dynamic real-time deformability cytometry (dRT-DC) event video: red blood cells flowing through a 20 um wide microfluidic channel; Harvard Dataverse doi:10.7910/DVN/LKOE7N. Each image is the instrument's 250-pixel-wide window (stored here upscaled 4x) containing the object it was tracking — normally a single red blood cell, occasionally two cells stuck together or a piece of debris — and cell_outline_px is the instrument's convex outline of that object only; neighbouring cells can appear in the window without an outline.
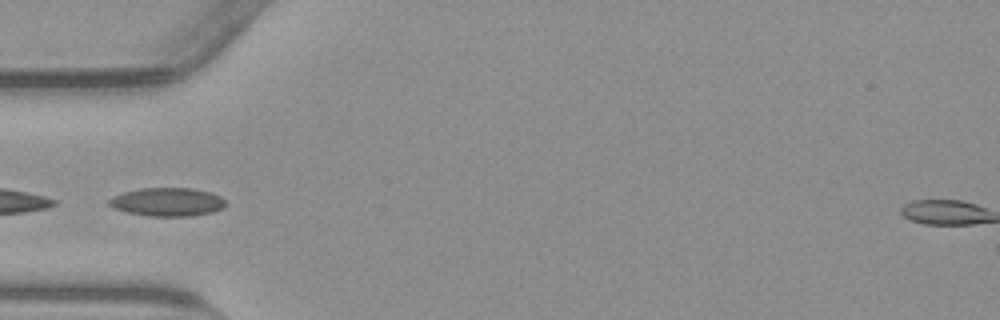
{"species": "common noctule bat (a hibernating species)", "species_latin": "Nyctalus noctula", "temperature_condition": "warm", "stored_images_in_passage": 38, "camera_frame_rate_fps": 3000, "um_per_image_px": 0.085, "animal": {"sex": "male", "body_mass_g": 23.1, "forearm_length_mm": 52.7}, "frame": {"image": 1, "passage_image": 1, "time_ms": 0.0, "image_size_px": [1000, 320], "cell_outline_px": [[228, 204], [224, 208], [212, 212], [192, 216], [148, 216], [128, 212], [116, 208], [108, 204], [108, 200], [112, 196], [124, 192], [140, 188], [192, 188], [212, 192], [220, 196]], "centroid_in_image_um": [14.27, 17.16], "position_along_channel_um": 70.7, "area_um2": 19.42}}
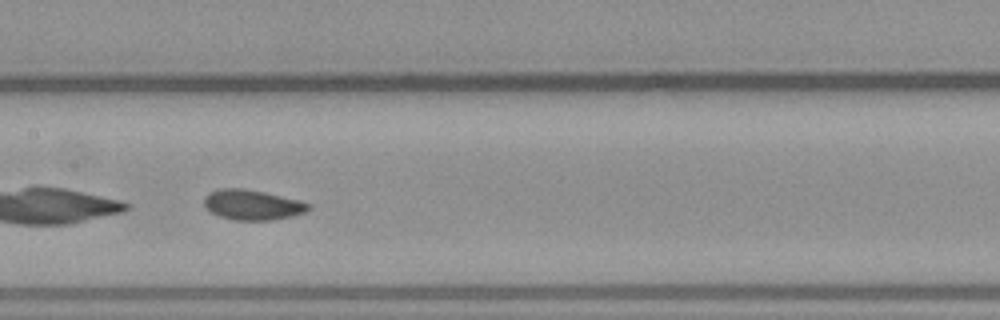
{"frame": {"image": 2, "passage_image": 10, "time_ms": 3.0, "image_size_px": [1000, 320], "cell_outline_px": [[308, 208], [304, 212], [292, 216], [272, 220], [232, 220], [220, 216], [212, 212], [204, 204], [204, 196], [220, 188], [240, 188], [264, 192], [300, 200], [308, 204]], "centroid_in_image_um": [21.43, 17.41], "position_along_channel_um": 186.0, "area_um2": 18.03}}
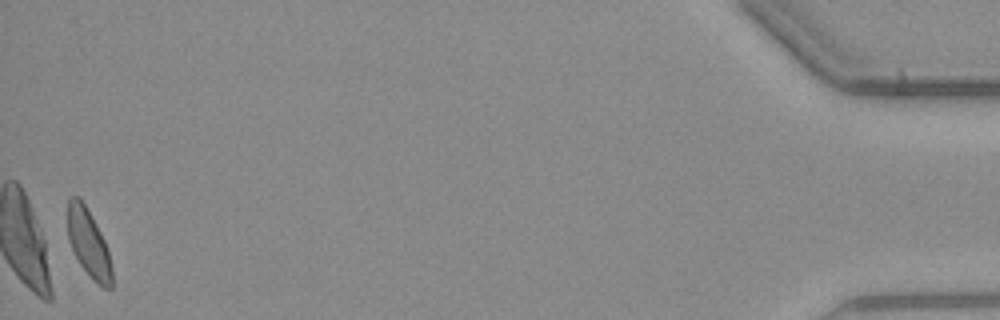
{"frame": {"image": 3, "passage_image": 37, "time_ms": 12.0, "image_size_px": [1000, 320], "cell_outline_px": [[112, 288], [104, 288], [92, 280], [80, 264], [68, 240], [68, 196], [80, 196], [100, 232], [104, 240], [108, 252], [112, 268]], "centroid_in_image_um": [7.52, 20.68], "position_along_channel_um": 427.7, "area_um2": 17.34}}